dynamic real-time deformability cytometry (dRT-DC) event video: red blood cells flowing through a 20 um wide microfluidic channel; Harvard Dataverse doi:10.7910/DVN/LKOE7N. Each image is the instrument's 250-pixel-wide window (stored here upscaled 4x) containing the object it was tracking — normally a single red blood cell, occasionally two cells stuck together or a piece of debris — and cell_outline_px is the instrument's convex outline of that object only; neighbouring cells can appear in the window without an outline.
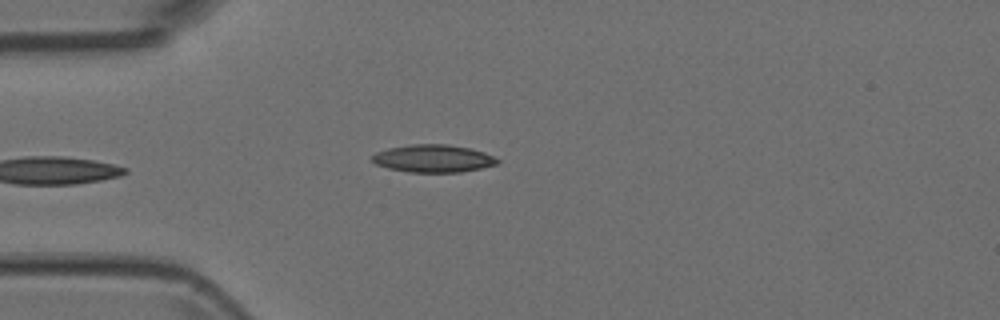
{"species": "Egyptian fruit bat (a non-hibernating species)", "species_latin": "Rousettus aegyptiacus", "temperature_condition": "room temperature", "stored_images_in_passage": 6, "camera_frame_rate_fps": 3000, "um_per_image_px": 0.085, "animal": {"sex": "female"}, "frame": {"image": 1, "passage_image": 5, "time_ms": 1.333, "image_size_px": [1000, 320], "cell_outline_px": [[500, 164], [460, 172], [408, 172], [388, 168], [376, 164], [372, 160], [372, 156], [376, 152], [388, 148], [412, 144], [448, 144], [468, 148], [484, 152], [500, 160]], "centroid_in_image_um": [36.83, 13.47], "position_along_channel_um": 48.2, "area_um2": 20.11}}